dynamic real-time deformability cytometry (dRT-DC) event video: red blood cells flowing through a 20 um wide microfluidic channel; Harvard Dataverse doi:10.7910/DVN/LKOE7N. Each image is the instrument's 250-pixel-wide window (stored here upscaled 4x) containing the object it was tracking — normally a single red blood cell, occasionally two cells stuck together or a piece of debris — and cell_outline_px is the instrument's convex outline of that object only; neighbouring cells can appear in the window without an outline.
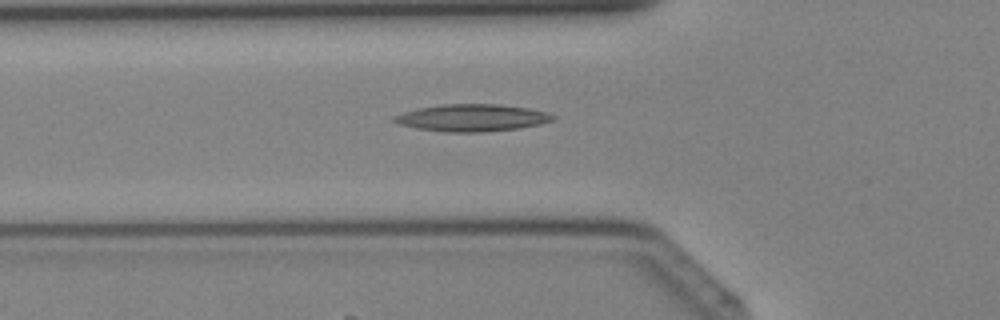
{"species": "Egyptian fruit bat (a non-hibernating species)", "species_latin": "Rousettus aegyptiacus", "temperature_condition": "cold", "stored_images_in_passage": 30, "camera_frame_rate_fps": 3000, "um_per_image_px": 0.085, "animal": {"sex": "female"}, "frame": {"image": 1, "passage_image": 5, "time_ms": 1.333, "image_size_px": [1000, 320], "cell_outline_px": [[556, 120], [540, 124], [520, 128], [480, 132], [448, 132], [416, 128], [400, 124], [392, 120], [392, 116], [404, 112], [420, 108], [444, 104], [500, 104], [528, 108], [544, 112], [556, 116]], "centroid_in_image_um": [40.14, 10.01], "position_along_channel_um": 85.7, "area_um2": 24.97}}
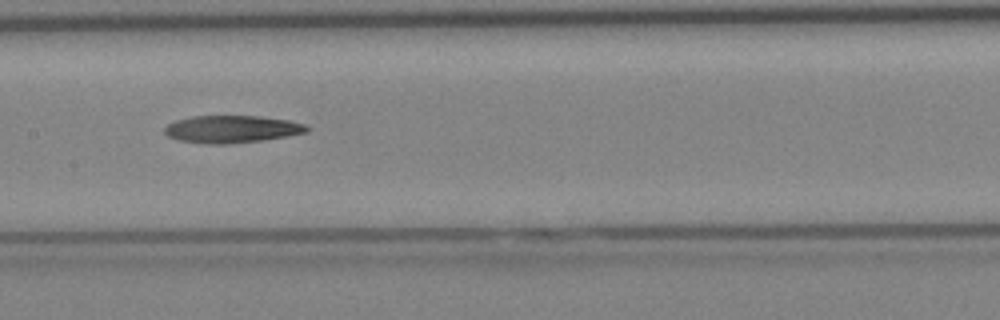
{"frame": {"image": 2, "passage_image": 11, "time_ms": 3.333, "image_size_px": [1000, 320], "cell_outline_px": [[312, 128], [308, 132], [288, 136], [260, 140], [228, 144], [208, 144], [180, 140], [168, 136], [164, 132], [164, 128], [168, 124], [176, 120], [192, 116], [260, 116], [288, 120], [308, 124]], "centroid_in_image_um": [19.76, 10.97], "position_along_channel_um": 187.6, "area_um2": 22.77}}
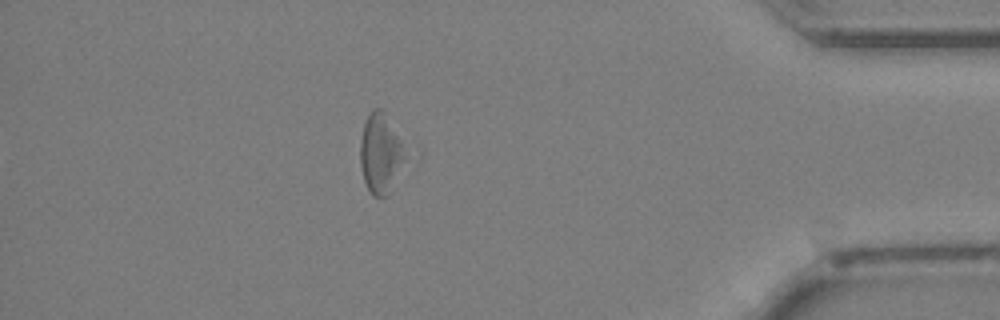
{"frame": {"image": 3, "passage_image": 26, "time_ms": 8.333, "image_size_px": [1000, 320], "cell_outline_px": [[412, 156], [388, 196], [372, 196], [364, 180], [360, 164], [360, 140], [364, 124], [372, 108], [384, 108]], "centroid_in_image_um": [32.46, 13.03], "position_along_channel_um": 402.7, "area_um2": 22.43}}